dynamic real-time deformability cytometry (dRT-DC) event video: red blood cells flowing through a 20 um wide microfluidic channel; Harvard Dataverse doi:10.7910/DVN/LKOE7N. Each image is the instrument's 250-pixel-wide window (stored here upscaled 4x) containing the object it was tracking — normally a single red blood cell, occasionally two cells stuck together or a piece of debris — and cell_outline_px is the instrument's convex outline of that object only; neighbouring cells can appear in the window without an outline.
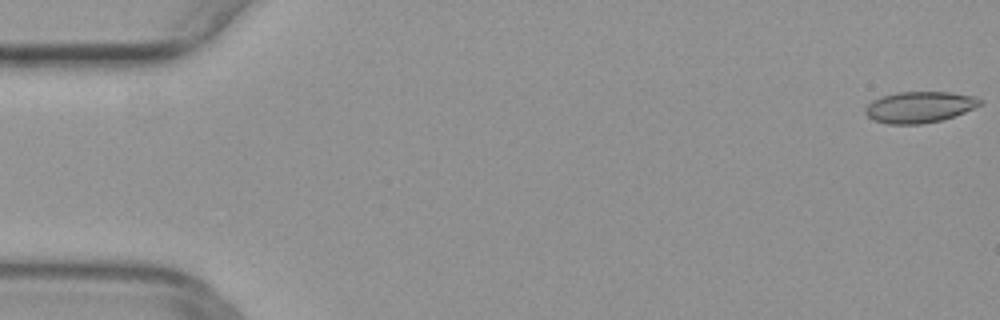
{"species": "common noctule bat (a hibernating species)", "species_latin": "Nyctalus noctula", "temperature_condition": "warm", "stored_images_in_passage": 51, "camera_frame_rate_fps": 3000, "um_per_image_px": 0.085, "animal": {"sex": "female", "body_mass_g": 29.2, "forearm_length_mm": 56.3}, "frame": {"image": 1, "passage_image": 1, "time_ms": 0.0, "image_size_px": [1000, 320], "cell_outline_px": [[984, 100], [980, 104], [964, 112], [940, 120], [920, 124], [888, 124], [872, 120], [864, 112], [864, 108], [872, 100], [884, 96], [900, 92], [948, 92], [976, 96]], "centroid_in_image_um": [78.13, 9.1], "position_along_channel_um": 6.9, "area_um2": 20.69}}
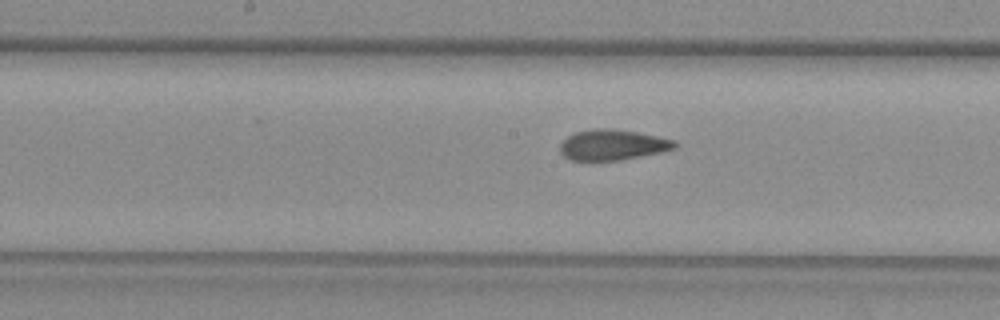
{"frame": {"image": 2, "passage_image": 26, "time_ms": 8.333, "image_size_px": [1000, 320], "cell_outline_px": [[676, 148], [660, 152], [620, 160], [572, 160], [564, 156], [560, 152], [560, 144], [568, 136], [576, 132], [596, 128], [608, 128], [636, 132], [676, 140]], "centroid_in_image_um": [52.06, 12.31], "position_along_channel_um": 196.1, "area_um2": 20.17}}
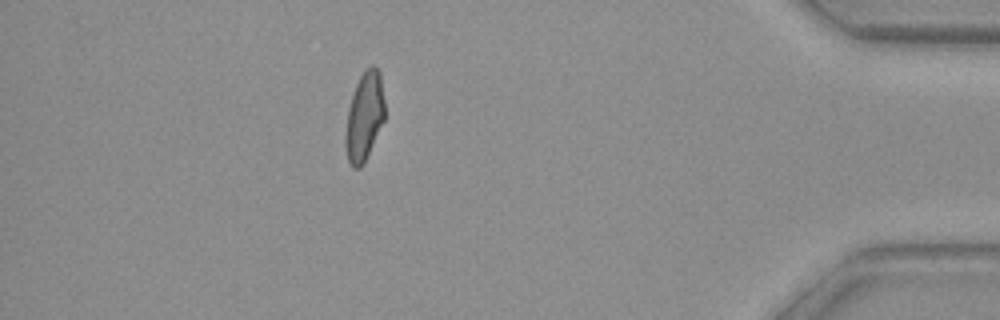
{"frame": {"image": 3, "passage_image": 45, "time_ms": 14.667, "image_size_px": [1000, 320], "cell_outline_px": [[384, 120], [364, 164], [360, 168], [352, 168], [348, 160], [344, 144], [344, 136], [348, 108], [356, 84], [360, 76], [372, 64], [380, 72], [384, 100]], "centroid_in_image_um": [30.96, 9.95], "position_along_channel_um": 404.2, "area_um2": 20.29}}